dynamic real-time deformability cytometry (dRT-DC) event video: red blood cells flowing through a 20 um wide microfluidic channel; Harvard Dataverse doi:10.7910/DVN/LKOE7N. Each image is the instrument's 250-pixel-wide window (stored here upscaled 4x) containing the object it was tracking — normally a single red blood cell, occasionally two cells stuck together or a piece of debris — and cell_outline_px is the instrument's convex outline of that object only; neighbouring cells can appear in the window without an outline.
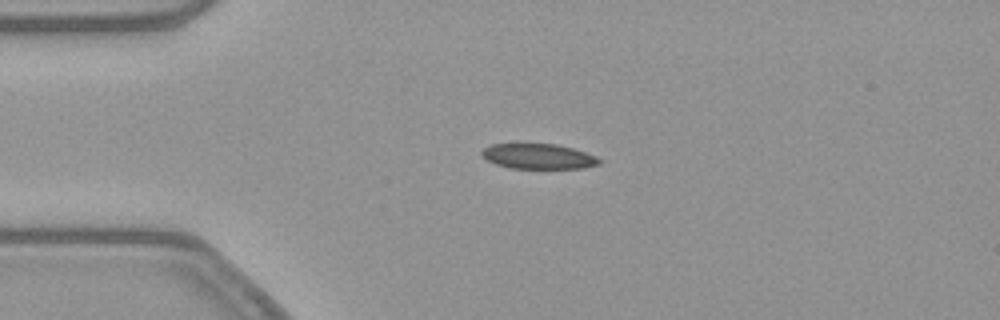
{"species": "common noctule bat (a hibernating species)", "species_latin": "Nyctalus noctula", "temperature_condition": "warm", "stored_images_in_passage": 47, "camera_frame_rate_fps": 3000, "um_per_image_px": 0.085, "animal": {"sex": "female", "body_mass_g": 21.9}, "frame": {"image": 1, "passage_image": 7, "time_ms": 2.0, "image_size_px": [1000, 320], "cell_outline_px": [[600, 164], [584, 168], [508, 168], [496, 164], [488, 160], [480, 152], [484, 148], [492, 144], [556, 144], [572, 148], [596, 156], [600, 160]], "centroid_in_image_um": [45.77, 13.29], "position_along_channel_um": 39.2, "area_um2": 17.05}}
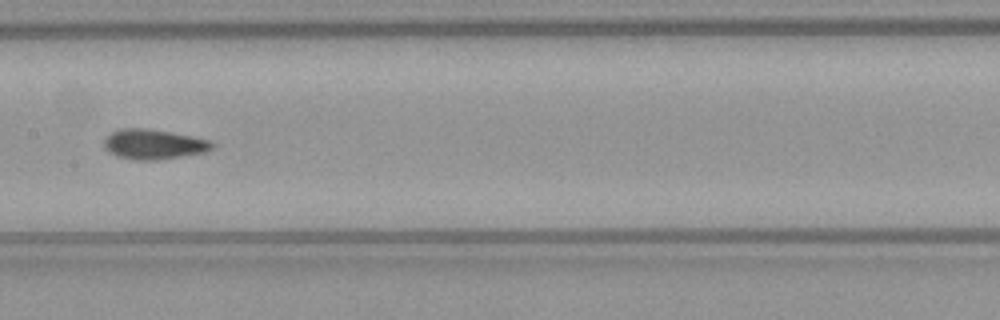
{"frame": {"image": 2, "passage_image": 21, "time_ms": 6.667, "image_size_px": [1000, 320], "cell_outline_px": [[216, 144], [212, 148], [204, 152], [156, 160], [136, 160], [116, 156], [104, 148], [104, 140], [112, 132], [120, 128], [144, 128], [168, 132], [208, 140]], "centroid_in_image_um": [13.01, 12.27], "position_along_channel_um": 194.4, "area_um2": 18.5}}
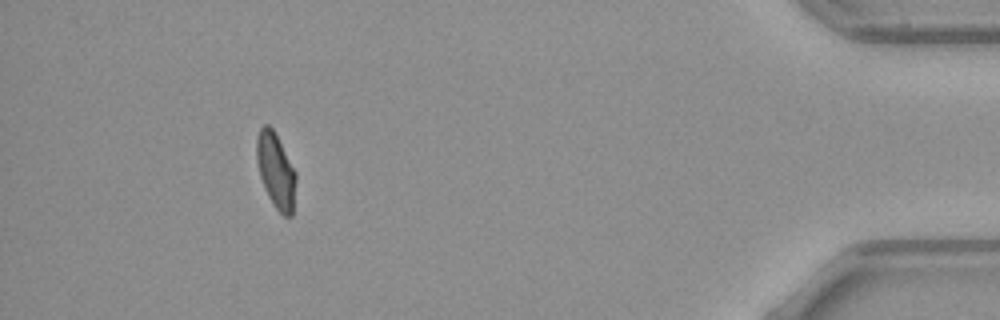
{"frame": {"image": 3, "passage_image": 43, "time_ms": 14.0, "image_size_px": [1000, 320], "cell_outline_px": [[296, 180], [292, 216], [284, 216], [272, 204], [264, 188], [260, 176], [256, 160], [256, 136], [260, 128], [264, 124], [268, 124], [276, 132], [296, 172]], "centroid_in_image_um": [23.43, 14.46], "position_along_channel_um": 411.8, "area_um2": 17.46}, "authors_computed_cell_mechanics": {"area_um2": 17.9758, "velocity_mm_per_s": 3.8814, "shape_relaxation_time_tau1_ms": 6.4452, "shape_relaxation_time_tau2_ms": 1.1493, "deformation_change_tau1": 0.175, "deformation_change_tau2": 0.0724}}